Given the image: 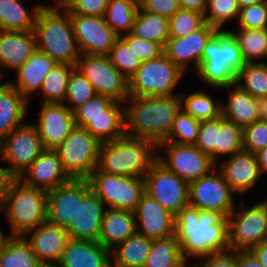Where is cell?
<instances>
[{
  "mask_svg": "<svg viewBox=\"0 0 267 267\" xmlns=\"http://www.w3.org/2000/svg\"><path fill=\"white\" fill-rule=\"evenodd\" d=\"M244 150L253 154L267 147V121L257 120L243 128Z\"/></svg>",
  "mask_w": 267,
  "mask_h": 267,
  "instance_id": "obj_51",
  "label": "cell"
},
{
  "mask_svg": "<svg viewBox=\"0 0 267 267\" xmlns=\"http://www.w3.org/2000/svg\"><path fill=\"white\" fill-rule=\"evenodd\" d=\"M197 267H238V251L225 250L201 258Z\"/></svg>",
  "mask_w": 267,
  "mask_h": 267,
  "instance_id": "obj_53",
  "label": "cell"
},
{
  "mask_svg": "<svg viewBox=\"0 0 267 267\" xmlns=\"http://www.w3.org/2000/svg\"><path fill=\"white\" fill-rule=\"evenodd\" d=\"M132 35L159 43L163 48L170 37L169 19L145 11L140 5L130 32Z\"/></svg>",
  "mask_w": 267,
  "mask_h": 267,
  "instance_id": "obj_35",
  "label": "cell"
},
{
  "mask_svg": "<svg viewBox=\"0 0 267 267\" xmlns=\"http://www.w3.org/2000/svg\"><path fill=\"white\" fill-rule=\"evenodd\" d=\"M207 0H178L180 9L193 10L200 13L205 12Z\"/></svg>",
  "mask_w": 267,
  "mask_h": 267,
  "instance_id": "obj_57",
  "label": "cell"
},
{
  "mask_svg": "<svg viewBox=\"0 0 267 267\" xmlns=\"http://www.w3.org/2000/svg\"><path fill=\"white\" fill-rule=\"evenodd\" d=\"M43 264H57L70 237L65 228L47 220L23 235Z\"/></svg>",
  "mask_w": 267,
  "mask_h": 267,
  "instance_id": "obj_22",
  "label": "cell"
},
{
  "mask_svg": "<svg viewBox=\"0 0 267 267\" xmlns=\"http://www.w3.org/2000/svg\"><path fill=\"white\" fill-rule=\"evenodd\" d=\"M220 128V116L213 119L202 120L195 146L214 162L217 130Z\"/></svg>",
  "mask_w": 267,
  "mask_h": 267,
  "instance_id": "obj_50",
  "label": "cell"
},
{
  "mask_svg": "<svg viewBox=\"0 0 267 267\" xmlns=\"http://www.w3.org/2000/svg\"><path fill=\"white\" fill-rule=\"evenodd\" d=\"M139 9V0H109L104 19L120 38L131 32Z\"/></svg>",
  "mask_w": 267,
  "mask_h": 267,
  "instance_id": "obj_37",
  "label": "cell"
},
{
  "mask_svg": "<svg viewBox=\"0 0 267 267\" xmlns=\"http://www.w3.org/2000/svg\"><path fill=\"white\" fill-rule=\"evenodd\" d=\"M234 195L236 193L216 166L208 174L189 183L188 205L228 217L236 207Z\"/></svg>",
  "mask_w": 267,
  "mask_h": 267,
  "instance_id": "obj_14",
  "label": "cell"
},
{
  "mask_svg": "<svg viewBox=\"0 0 267 267\" xmlns=\"http://www.w3.org/2000/svg\"><path fill=\"white\" fill-rule=\"evenodd\" d=\"M56 64L55 60L36 49L30 59L16 72H13L16 78L18 77L17 80L8 82L29 102L33 93L37 92L35 96L38 95L43 79Z\"/></svg>",
  "mask_w": 267,
  "mask_h": 267,
  "instance_id": "obj_27",
  "label": "cell"
},
{
  "mask_svg": "<svg viewBox=\"0 0 267 267\" xmlns=\"http://www.w3.org/2000/svg\"><path fill=\"white\" fill-rule=\"evenodd\" d=\"M78 211V179L47 191V221L67 228Z\"/></svg>",
  "mask_w": 267,
  "mask_h": 267,
  "instance_id": "obj_26",
  "label": "cell"
},
{
  "mask_svg": "<svg viewBox=\"0 0 267 267\" xmlns=\"http://www.w3.org/2000/svg\"><path fill=\"white\" fill-rule=\"evenodd\" d=\"M238 40L246 63H263L267 59V29L235 28L229 30Z\"/></svg>",
  "mask_w": 267,
  "mask_h": 267,
  "instance_id": "obj_38",
  "label": "cell"
},
{
  "mask_svg": "<svg viewBox=\"0 0 267 267\" xmlns=\"http://www.w3.org/2000/svg\"><path fill=\"white\" fill-rule=\"evenodd\" d=\"M18 178L28 186L46 192L71 180L64 171L58 154L51 149H45Z\"/></svg>",
  "mask_w": 267,
  "mask_h": 267,
  "instance_id": "obj_23",
  "label": "cell"
},
{
  "mask_svg": "<svg viewBox=\"0 0 267 267\" xmlns=\"http://www.w3.org/2000/svg\"><path fill=\"white\" fill-rule=\"evenodd\" d=\"M87 180L91 190L107 208L134 212L145 193L143 177L110 174L96 168Z\"/></svg>",
  "mask_w": 267,
  "mask_h": 267,
  "instance_id": "obj_8",
  "label": "cell"
},
{
  "mask_svg": "<svg viewBox=\"0 0 267 267\" xmlns=\"http://www.w3.org/2000/svg\"><path fill=\"white\" fill-rule=\"evenodd\" d=\"M216 166L231 189L242 197L258 185L262 174L256 155L242 150L231 157L224 158Z\"/></svg>",
  "mask_w": 267,
  "mask_h": 267,
  "instance_id": "obj_19",
  "label": "cell"
},
{
  "mask_svg": "<svg viewBox=\"0 0 267 267\" xmlns=\"http://www.w3.org/2000/svg\"><path fill=\"white\" fill-rule=\"evenodd\" d=\"M0 210L9 221V236H23L47 220V192L8 178L0 185Z\"/></svg>",
  "mask_w": 267,
  "mask_h": 267,
  "instance_id": "obj_3",
  "label": "cell"
},
{
  "mask_svg": "<svg viewBox=\"0 0 267 267\" xmlns=\"http://www.w3.org/2000/svg\"><path fill=\"white\" fill-rule=\"evenodd\" d=\"M238 267H265L251 250L238 251Z\"/></svg>",
  "mask_w": 267,
  "mask_h": 267,
  "instance_id": "obj_56",
  "label": "cell"
},
{
  "mask_svg": "<svg viewBox=\"0 0 267 267\" xmlns=\"http://www.w3.org/2000/svg\"><path fill=\"white\" fill-rule=\"evenodd\" d=\"M143 62L159 57L164 53L163 47L154 41L138 38L131 33L120 37Z\"/></svg>",
  "mask_w": 267,
  "mask_h": 267,
  "instance_id": "obj_52",
  "label": "cell"
},
{
  "mask_svg": "<svg viewBox=\"0 0 267 267\" xmlns=\"http://www.w3.org/2000/svg\"><path fill=\"white\" fill-rule=\"evenodd\" d=\"M244 206L242 201L227 217L229 246L235 251L251 250L267 240V200Z\"/></svg>",
  "mask_w": 267,
  "mask_h": 267,
  "instance_id": "obj_10",
  "label": "cell"
},
{
  "mask_svg": "<svg viewBox=\"0 0 267 267\" xmlns=\"http://www.w3.org/2000/svg\"><path fill=\"white\" fill-rule=\"evenodd\" d=\"M76 65L57 63L43 79L39 95L41 103H64L69 77Z\"/></svg>",
  "mask_w": 267,
  "mask_h": 267,
  "instance_id": "obj_39",
  "label": "cell"
},
{
  "mask_svg": "<svg viewBox=\"0 0 267 267\" xmlns=\"http://www.w3.org/2000/svg\"><path fill=\"white\" fill-rule=\"evenodd\" d=\"M23 236L5 235L0 244V267H41Z\"/></svg>",
  "mask_w": 267,
  "mask_h": 267,
  "instance_id": "obj_34",
  "label": "cell"
},
{
  "mask_svg": "<svg viewBox=\"0 0 267 267\" xmlns=\"http://www.w3.org/2000/svg\"><path fill=\"white\" fill-rule=\"evenodd\" d=\"M33 31L39 51L57 63L76 65L81 53L68 11L44 4L37 13Z\"/></svg>",
  "mask_w": 267,
  "mask_h": 267,
  "instance_id": "obj_5",
  "label": "cell"
},
{
  "mask_svg": "<svg viewBox=\"0 0 267 267\" xmlns=\"http://www.w3.org/2000/svg\"><path fill=\"white\" fill-rule=\"evenodd\" d=\"M261 174L267 173V147L255 153Z\"/></svg>",
  "mask_w": 267,
  "mask_h": 267,
  "instance_id": "obj_59",
  "label": "cell"
},
{
  "mask_svg": "<svg viewBox=\"0 0 267 267\" xmlns=\"http://www.w3.org/2000/svg\"><path fill=\"white\" fill-rule=\"evenodd\" d=\"M217 30L205 23L200 29L184 37H169L163 48L164 54L185 73L190 70L188 68L193 61L195 72L207 41Z\"/></svg>",
  "mask_w": 267,
  "mask_h": 267,
  "instance_id": "obj_20",
  "label": "cell"
},
{
  "mask_svg": "<svg viewBox=\"0 0 267 267\" xmlns=\"http://www.w3.org/2000/svg\"><path fill=\"white\" fill-rule=\"evenodd\" d=\"M23 3L24 0H0V30H34L37 13L44 4H37L30 12Z\"/></svg>",
  "mask_w": 267,
  "mask_h": 267,
  "instance_id": "obj_33",
  "label": "cell"
},
{
  "mask_svg": "<svg viewBox=\"0 0 267 267\" xmlns=\"http://www.w3.org/2000/svg\"><path fill=\"white\" fill-rule=\"evenodd\" d=\"M114 102L110 97L96 94L73 112L75 125L84 128L93 118L107 116V109Z\"/></svg>",
  "mask_w": 267,
  "mask_h": 267,
  "instance_id": "obj_48",
  "label": "cell"
},
{
  "mask_svg": "<svg viewBox=\"0 0 267 267\" xmlns=\"http://www.w3.org/2000/svg\"><path fill=\"white\" fill-rule=\"evenodd\" d=\"M76 68L92 84L97 94L124 103L129 97V81L107 55H81Z\"/></svg>",
  "mask_w": 267,
  "mask_h": 267,
  "instance_id": "obj_12",
  "label": "cell"
},
{
  "mask_svg": "<svg viewBox=\"0 0 267 267\" xmlns=\"http://www.w3.org/2000/svg\"><path fill=\"white\" fill-rule=\"evenodd\" d=\"M37 49L34 31L0 30V80L4 70L16 72ZM3 69V71H2Z\"/></svg>",
  "mask_w": 267,
  "mask_h": 267,
  "instance_id": "obj_24",
  "label": "cell"
},
{
  "mask_svg": "<svg viewBox=\"0 0 267 267\" xmlns=\"http://www.w3.org/2000/svg\"><path fill=\"white\" fill-rule=\"evenodd\" d=\"M187 267H197V266L195 264L194 265L192 264V266L191 265H188Z\"/></svg>",
  "mask_w": 267,
  "mask_h": 267,
  "instance_id": "obj_66",
  "label": "cell"
},
{
  "mask_svg": "<svg viewBox=\"0 0 267 267\" xmlns=\"http://www.w3.org/2000/svg\"><path fill=\"white\" fill-rule=\"evenodd\" d=\"M2 141L9 178H18L45 150L33 122H24Z\"/></svg>",
  "mask_w": 267,
  "mask_h": 267,
  "instance_id": "obj_13",
  "label": "cell"
},
{
  "mask_svg": "<svg viewBox=\"0 0 267 267\" xmlns=\"http://www.w3.org/2000/svg\"><path fill=\"white\" fill-rule=\"evenodd\" d=\"M160 150L164 151L163 154ZM157 160L188 184L208 174L216 167L211 158L195 145L173 142L157 144Z\"/></svg>",
  "mask_w": 267,
  "mask_h": 267,
  "instance_id": "obj_11",
  "label": "cell"
},
{
  "mask_svg": "<svg viewBox=\"0 0 267 267\" xmlns=\"http://www.w3.org/2000/svg\"><path fill=\"white\" fill-rule=\"evenodd\" d=\"M41 267H60L58 264H42Z\"/></svg>",
  "mask_w": 267,
  "mask_h": 267,
  "instance_id": "obj_64",
  "label": "cell"
},
{
  "mask_svg": "<svg viewBox=\"0 0 267 267\" xmlns=\"http://www.w3.org/2000/svg\"><path fill=\"white\" fill-rule=\"evenodd\" d=\"M29 102L8 81L0 80V139L22 125Z\"/></svg>",
  "mask_w": 267,
  "mask_h": 267,
  "instance_id": "obj_30",
  "label": "cell"
},
{
  "mask_svg": "<svg viewBox=\"0 0 267 267\" xmlns=\"http://www.w3.org/2000/svg\"><path fill=\"white\" fill-rule=\"evenodd\" d=\"M134 213L138 234L151 239L166 238L175 234V215L148 194L142 195Z\"/></svg>",
  "mask_w": 267,
  "mask_h": 267,
  "instance_id": "obj_21",
  "label": "cell"
},
{
  "mask_svg": "<svg viewBox=\"0 0 267 267\" xmlns=\"http://www.w3.org/2000/svg\"><path fill=\"white\" fill-rule=\"evenodd\" d=\"M174 221L175 235L187 263L189 256L200 260L230 249L228 220L221 213L187 205L175 215Z\"/></svg>",
  "mask_w": 267,
  "mask_h": 267,
  "instance_id": "obj_1",
  "label": "cell"
},
{
  "mask_svg": "<svg viewBox=\"0 0 267 267\" xmlns=\"http://www.w3.org/2000/svg\"><path fill=\"white\" fill-rule=\"evenodd\" d=\"M237 24L235 28L267 29V1L240 8Z\"/></svg>",
  "mask_w": 267,
  "mask_h": 267,
  "instance_id": "obj_49",
  "label": "cell"
},
{
  "mask_svg": "<svg viewBox=\"0 0 267 267\" xmlns=\"http://www.w3.org/2000/svg\"><path fill=\"white\" fill-rule=\"evenodd\" d=\"M201 121L187 114L182 108L176 114L169 136L161 142L195 145Z\"/></svg>",
  "mask_w": 267,
  "mask_h": 267,
  "instance_id": "obj_44",
  "label": "cell"
},
{
  "mask_svg": "<svg viewBox=\"0 0 267 267\" xmlns=\"http://www.w3.org/2000/svg\"><path fill=\"white\" fill-rule=\"evenodd\" d=\"M236 84L255 99L267 97V63H245L237 74Z\"/></svg>",
  "mask_w": 267,
  "mask_h": 267,
  "instance_id": "obj_42",
  "label": "cell"
},
{
  "mask_svg": "<svg viewBox=\"0 0 267 267\" xmlns=\"http://www.w3.org/2000/svg\"><path fill=\"white\" fill-rule=\"evenodd\" d=\"M107 56L117 70L128 80L136 73L142 63L132 48H129L121 38L115 41Z\"/></svg>",
  "mask_w": 267,
  "mask_h": 267,
  "instance_id": "obj_46",
  "label": "cell"
},
{
  "mask_svg": "<svg viewBox=\"0 0 267 267\" xmlns=\"http://www.w3.org/2000/svg\"><path fill=\"white\" fill-rule=\"evenodd\" d=\"M60 267H111V251L99 241L69 239Z\"/></svg>",
  "mask_w": 267,
  "mask_h": 267,
  "instance_id": "obj_25",
  "label": "cell"
},
{
  "mask_svg": "<svg viewBox=\"0 0 267 267\" xmlns=\"http://www.w3.org/2000/svg\"><path fill=\"white\" fill-rule=\"evenodd\" d=\"M139 5L148 12L170 19L179 9L178 0H139Z\"/></svg>",
  "mask_w": 267,
  "mask_h": 267,
  "instance_id": "obj_54",
  "label": "cell"
},
{
  "mask_svg": "<svg viewBox=\"0 0 267 267\" xmlns=\"http://www.w3.org/2000/svg\"><path fill=\"white\" fill-rule=\"evenodd\" d=\"M0 160L4 161V153H3V141L0 139ZM9 177L7 176L6 168L0 167V185Z\"/></svg>",
  "mask_w": 267,
  "mask_h": 267,
  "instance_id": "obj_61",
  "label": "cell"
},
{
  "mask_svg": "<svg viewBox=\"0 0 267 267\" xmlns=\"http://www.w3.org/2000/svg\"><path fill=\"white\" fill-rule=\"evenodd\" d=\"M245 63L235 36L228 29L217 30L207 41L195 73L207 86L220 90L236 84Z\"/></svg>",
  "mask_w": 267,
  "mask_h": 267,
  "instance_id": "obj_4",
  "label": "cell"
},
{
  "mask_svg": "<svg viewBox=\"0 0 267 267\" xmlns=\"http://www.w3.org/2000/svg\"><path fill=\"white\" fill-rule=\"evenodd\" d=\"M157 160V144L146 138L123 136L101 143L97 168L106 173L144 177Z\"/></svg>",
  "mask_w": 267,
  "mask_h": 267,
  "instance_id": "obj_6",
  "label": "cell"
},
{
  "mask_svg": "<svg viewBox=\"0 0 267 267\" xmlns=\"http://www.w3.org/2000/svg\"><path fill=\"white\" fill-rule=\"evenodd\" d=\"M244 150L243 128L233 121L220 115V128L217 130L216 147L214 150V163L218 164V159L231 157L237 152Z\"/></svg>",
  "mask_w": 267,
  "mask_h": 267,
  "instance_id": "obj_40",
  "label": "cell"
},
{
  "mask_svg": "<svg viewBox=\"0 0 267 267\" xmlns=\"http://www.w3.org/2000/svg\"><path fill=\"white\" fill-rule=\"evenodd\" d=\"M96 94L92 84L75 68L69 77L64 104L71 112H74Z\"/></svg>",
  "mask_w": 267,
  "mask_h": 267,
  "instance_id": "obj_45",
  "label": "cell"
},
{
  "mask_svg": "<svg viewBox=\"0 0 267 267\" xmlns=\"http://www.w3.org/2000/svg\"><path fill=\"white\" fill-rule=\"evenodd\" d=\"M145 193L176 215L188 205L189 184L156 160L143 177Z\"/></svg>",
  "mask_w": 267,
  "mask_h": 267,
  "instance_id": "obj_15",
  "label": "cell"
},
{
  "mask_svg": "<svg viewBox=\"0 0 267 267\" xmlns=\"http://www.w3.org/2000/svg\"><path fill=\"white\" fill-rule=\"evenodd\" d=\"M4 234L5 233L3 232L2 227L0 226V244H1L3 237L5 236Z\"/></svg>",
  "mask_w": 267,
  "mask_h": 267,
  "instance_id": "obj_65",
  "label": "cell"
},
{
  "mask_svg": "<svg viewBox=\"0 0 267 267\" xmlns=\"http://www.w3.org/2000/svg\"><path fill=\"white\" fill-rule=\"evenodd\" d=\"M34 122L44 149L55 150L75 128L74 113L64 103H41Z\"/></svg>",
  "mask_w": 267,
  "mask_h": 267,
  "instance_id": "obj_18",
  "label": "cell"
},
{
  "mask_svg": "<svg viewBox=\"0 0 267 267\" xmlns=\"http://www.w3.org/2000/svg\"><path fill=\"white\" fill-rule=\"evenodd\" d=\"M105 204L91 190L87 179H78V211L66 228L71 239L98 241Z\"/></svg>",
  "mask_w": 267,
  "mask_h": 267,
  "instance_id": "obj_16",
  "label": "cell"
},
{
  "mask_svg": "<svg viewBox=\"0 0 267 267\" xmlns=\"http://www.w3.org/2000/svg\"><path fill=\"white\" fill-rule=\"evenodd\" d=\"M81 55H108L119 38L104 17L70 14Z\"/></svg>",
  "mask_w": 267,
  "mask_h": 267,
  "instance_id": "obj_17",
  "label": "cell"
},
{
  "mask_svg": "<svg viewBox=\"0 0 267 267\" xmlns=\"http://www.w3.org/2000/svg\"><path fill=\"white\" fill-rule=\"evenodd\" d=\"M240 7L237 0H207L204 12L205 22L216 27L218 30H224L225 24L229 21H238Z\"/></svg>",
  "mask_w": 267,
  "mask_h": 267,
  "instance_id": "obj_43",
  "label": "cell"
},
{
  "mask_svg": "<svg viewBox=\"0 0 267 267\" xmlns=\"http://www.w3.org/2000/svg\"><path fill=\"white\" fill-rule=\"evenodd\" d=\"M181 108L195 119L202 121L217 118L221 115V102L204 91L191 94H180Z\"/></svg>",
  "mask_w": 267,
  "mask_h": 267,
  "instance_id": "obj_41",
  "label": "cell"
},
{
  "mask_svg": "<svg viewBox=\"0 0 267 267\" xmlns=\"http://www.w3.org/2000/svg\"><path fill=\"white\" fill-rule=\"evenodd\" d=\"M84 128L100 143L125 136L124 103L115 101L107 109V116L93 118Z\"/></svg>",
  "mask_w": 267,
  "mask_h": 267,
  "instance_id": "obj_32",
  "label": "cell"
},
{
  "mask_svg": "<svg viewBox=\"0 0 267 267\" xmlns=\"http://www.w3.org/2000/svg\"><path fill=\"white\" fill-rule=\"evenodd\" d=\"M100 145L85 128L75 126L55 151L71 179H87L97 168Z\"/></svg>",
  "mask_w": 267,
  "mask_h": 267,
  "instance_id": "obj_9",
  "label": "cell"
},
{
  "mask_svg": "<svg viewBox=\"0 0 267 267\" xmlns=\"http://www.w3.org/2000/svg\"><path fill=\"white\" fill-rule=\"evenodd\" d=\"M251 251L258 258L259 262L267 267V240L253 247Z\"/></svg>",
  "mask_w": 267,
  "mask_h": 267,
  "instance_id": "obj_58",
  "label": "cell"
},
{
  "mask_svg": "<svg viewBox=\"0 0 267 267\" xmlns=\"http://www.w3.org/2000/svg\"><path fill=\"white\" fill-rule=\"evenodd\" d=\"M181 254V246L176 237L153 239L150 253L144 267H187Z\"/></svg>",
  "mask_w": 267,
  "mask_h": 267,
  "instance_id": "obj_36",
  "label": "cell"
},
{
  "mask_svg": "<svg viewBox=\"0 0 267 267\" xmlns=\"http://www.w3.org/2000/svg\"><path fill=\"white\" fill-rule=\"evenodd\" d=\"M264 1H267V0H237L238 5H239L240 8H243V7H246V6H250V5H253V4H257V3H260V2H264Z\"/></svg>",
  "mask_w": 267,
  "mask_h": 267,
  "instance_id": "obj_63",
  "label": "cell"
},
{
  "mask_svg": "<svg viewBox=\"0 0 267 267\" xmlns=\"http://www.w3.org/2000/svg\"><path fill=\"white\" fill-rule=\"evenodd\" d=\"M204 14L193 11L179 9L169 19L170 37H184L192 32L197 31L205 24Z\"/></svg>",
  "mask_w": 267,
  "mask_h": 267,
  "instance_id": "obj_47",
  "label": "cell"
},
{
  "mask_svg": "<svg viewBox=\"0 0 267 267\" xmlns=\"http://www.w3.org/2000/svg\"><path fill=\"white\" fill-rule=\"evenodd\" d=\"M228 93L227 102H221V114L238 126L245 128L260 119L259 100L237 84L222 87Z\"/></svg>",
  "mask_w": 267,
  "mask_h": 267,
  "instance_id": "obj_28",
  "label": "cell"
},
{
  "mask_svg": "<svg viewBox=\"0 0 267 267\" xmlns=\"http://www.w3.org/2000/svg\"><path fill=\"white\" fill-rule=\"evenodd\" d=\"M260 119L267 121V97L259 100Z\"/></svg>",
  "mask_w": 267,
  "mask_h": 267,
  "instance_id": "obj_62",
  "label": "cell"
},
{
  "mask_svg": "<svg viewBox=\"0 0 267 267\" xmlns=\"http://www.w3.org/2000/svg\"><path fill=\"white\" fill-rule=\"evenodd\" d=\"M180 109V94L130 96L124 102L125 135L150 139L158 144L169 136L173 121Z\"/></svg>",
  "mask_w": 267,
  "mask_h": 267,
  "instance_id": "obj_2",
  "label": "cell"
},
{
  "mask_svg": "<svg viewBox=\"0 0 267 267\" xmlns=\"http://www.w3.org/2000/svg\"><path fill=\"white\" fill-rule=\"evenodd\" d=\"M109 0H79L69 14L104 17Z\"/></svg>",
  "mask_w": 267,
  "mask_h": 267,
  "instance_id": "obj_55",
  "label": "cell"
},
{
  "mask_svg": "<svg viewBox=\"0 0 267 267\" xmlns=\"http://www.w3.org/2000/svg\"><path fill=\"white\" fill-rule=\"evenodd\" d=\"M135 233L136 222L133 211L106 208L98 239L102 245L111 251Z\"/></svg>",
  "mask_w": 267,
  "mask_h": 267,
  "instance_id": "obj_29",
  "label": "cell"
},
{
  "mask_svg": "<svg viewBox=\"0 0 267 267\" xmlns=\"http://www.w3.org/2000/svg\"><path fill=\"white\" fill-rule=\"evenodd\" d=\"M184 75L185 72L163 53L141 63L136 73L128 80L129 95L140 97L179 94L175 92Z\"/></svg>",
  "mask_w": 267,
  "mask_h": 267,
  "instance_id": "obj_7",
  "label": "cell"
},
{
  "mask_svg": "<svg viewBox=\"0 0 267 267\" xmlns=\"http://www.w3.org/2000/svg\"><path fill=\"white\" fill-rule=\"evenodd\" d=\"M152 241L136 232L111 250V267H144Z\"/></svg>",
  "mask_w": 267,
  "mask_h": 267,
  "instance_id": "obj_31",
  "label": "cell"
},
{
  "mask_svg": "<svg viewBox=\"0 0 267 267\" xmlns=\"http://www.w3.org/2000/svg\"><path fill=\"white\" fill-rule=\"evenodd\" d=\"M78 1L79 0H56L53 7L59 10L69 11Z\"/></svg>",
  "mask_w": 267,
  "mask_h": 267,
  "instance_id": "obj_60",
  "label": "cell"
}]
</instances>
